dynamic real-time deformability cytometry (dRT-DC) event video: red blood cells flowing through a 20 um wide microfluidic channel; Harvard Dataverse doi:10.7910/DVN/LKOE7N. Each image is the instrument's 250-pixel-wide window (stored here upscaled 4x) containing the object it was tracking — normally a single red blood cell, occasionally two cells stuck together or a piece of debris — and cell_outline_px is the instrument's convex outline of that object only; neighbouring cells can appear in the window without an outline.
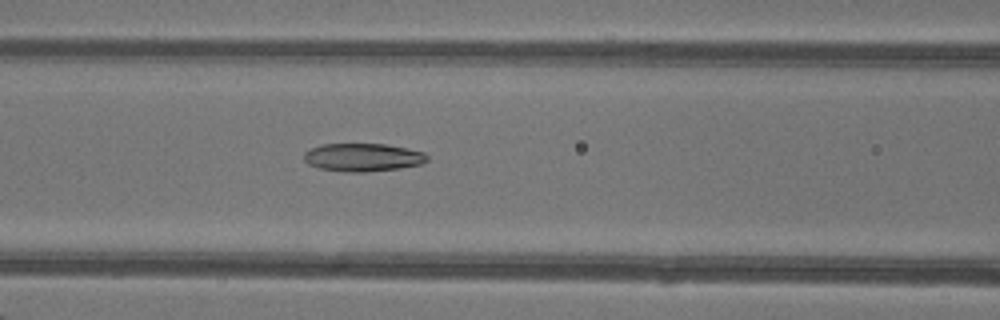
{"species": "common noctule bat (a hibernating species)", "species_latin": "Nyctalus noctula", "temperature_condition": "warm", "stored_images_in_passage": 36, "camera_frame_rate_fps": 3000, "um_per_image_px": 0.085, "animal": {"sex": "female"}, "frame": {"image": 1, "passage_image": 9, "time_ms": 2.667, "image_size_px": [1000, 320], "cell_outline_px": [[428, 160], [420, 164], [400, 168], [368, 172], [348, 172], [320, 168], [308, 164], [304, 160], [304, 152], [320, 144], [384, 144], [408, 148], [424, 152], [428, 156]], "centroid_in_image_um": [30.85, 13.37], "position_along_channel_um": 135.8, "area_um2": 20.17}}
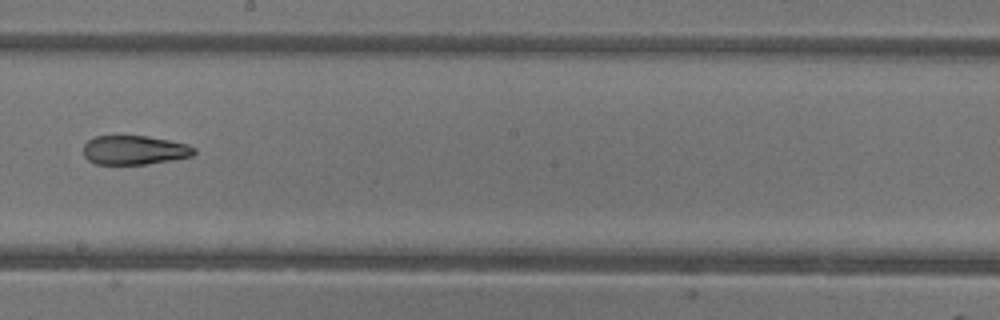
{"frame": {"image": 2, "passage_image": 16, "time_ms": 5.0, "image_size_px": [1000, 320], "cell_outline_px": [[196, 152], [192, 156], [172, 160], [144, 164], [96, 164], [88, 160], [84, 156], [84, 144], [88, 140], [96, 136], [148, 136], [188, 144], [196, 148]], "centroid_in_image_um": [11.44, 12.76], "position_along_channel_um": 236.8, "area_um2": 18.79}}
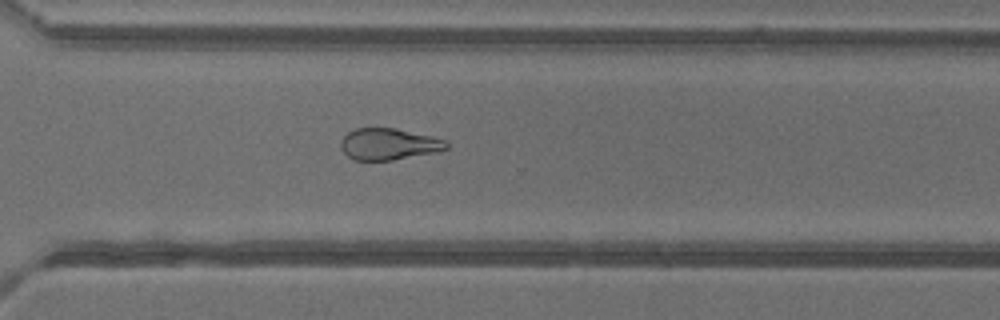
{"frame": {"image": 3, "passage_image": 23, "time_ms": 7.333, "image_size_px": [1000, 320], "cell_outline_px": [[448, 148], [436, 152], [392, 160], [352, 160], [344, 152], [340, 144], [344, 136], [348, 132], [356, 128], [396, 128], [432, 136], [444, 140], [448, 144]], "centroid_in_image_um": [33.04, 12.25], "position_along_channel_um": 337.6, "area_um2": 19.31}, "authors_computed_cell_mechanics": {"area_um2": 21.0103, "velocity_mm_per_s": 4.3353, "shape_relaxation_time_tau1_ms": 10.3558, "shape_relaxation_time_tau2_ms": 3.713, "deformation_change_tau1": 0.2343, "deformation_change_tau2": 0.1337}}